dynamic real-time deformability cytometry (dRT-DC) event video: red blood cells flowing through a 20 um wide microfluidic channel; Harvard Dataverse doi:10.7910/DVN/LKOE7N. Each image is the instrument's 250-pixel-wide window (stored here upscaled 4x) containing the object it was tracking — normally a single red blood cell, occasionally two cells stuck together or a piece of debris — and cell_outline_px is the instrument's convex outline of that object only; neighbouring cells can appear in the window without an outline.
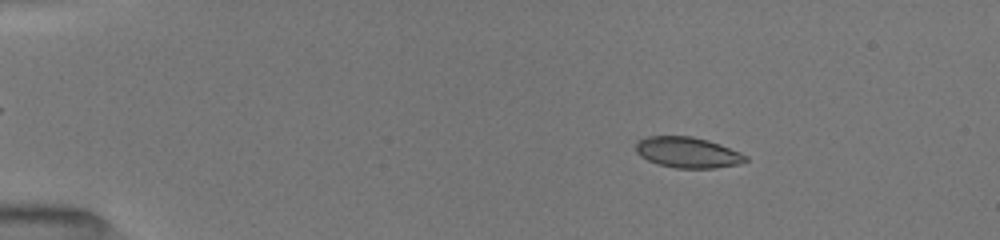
{"species": "common noctule bat (a hibernating species)", "species_latin": "Nyctalus noctula", "temperature_condition": "room temperature", "stored_images_in_passage": 39, "camera_frame_rate_fps": 3000, "um_per_image_px": 0.085, "animal": {"sex": "female", "body_mass_g": 19.5, "forearm_length_mm": 54.1}, "frame": {"image": 1, "passage_image": 6, "time_ms": 2.0, "image_size_px": [1000, 240], "cell_outline_px": [[748, 160], [736, 164], [716, 168], [676, 168], [656, 164], [640, 156], [636, 152], [636, 144], [640, 140], [648, 136], [692, 136], [708, 140], [720, 144], [740, 152], [748, 156]], "centroid_in_image_um": [58.45, 12.96], "position_along_channel_um": 26.6, "area_um2": 19.65}}
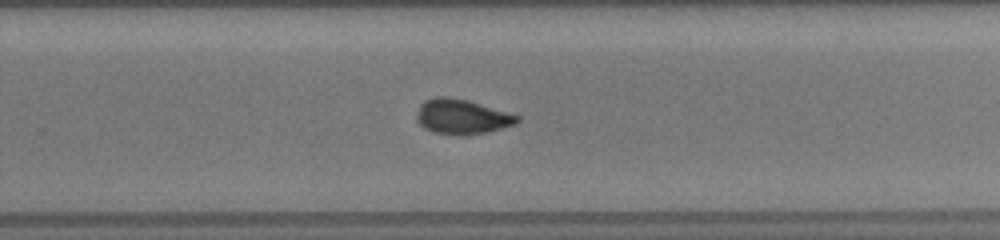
{"frame": {"image": 2, "passage_image": 27, "time_ms": 10.667, "image_size_px": [1000, 240], "cell_outline_px": [[520, 120], [516, 124], [484, 132], [432, 132], [424, 128], [416, 120], [416, 112], [420, 104], [424, 100], [436, 96], [448, 96], [468, 100], [508, 112], [520, 116]], "centroid_in_image_um": [39.23, 9.85], "position_along_channel_um": 290.6, "area_um2": 19.83}}
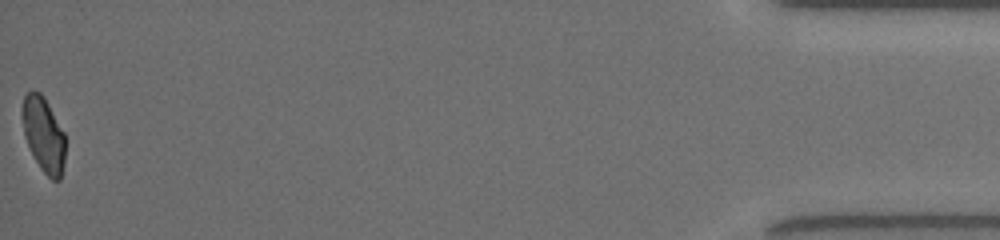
{"frame": {"image": 3, "passage_image": 39, "time_ms": 16.333, "image_size_px": [1000, 240], "cell_outline_px": [[64, 164], [60, 180], [52, 180], [40, 168], [24, 136], [20, 116], [20, 112], [24, 96], [32, 88], [40, 92], [44, 96], [64, 132]], "centroid_in_image_um": [3.67, 11.38], "position_along_channel_um": 431.5, "area_um2": 18.96}, "authors_computed_cell_mechanics": {"area_um2": 20.0566, "velocity_mm_per_s": 4.031, "shape_relaxation_time_tau1_ms": 3.121, "shape_relaxation_time_tau2_ms": 1.664, "deformation_change_tau1": 0.1163, "deformation_change_tau2": 0.0446}}